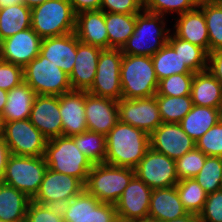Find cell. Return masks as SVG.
Segmentation results:
<instances>
[{"mask_svg": "<svg viewBox=\"0 0 222 222\" xmlns=\"http://www.w3.org/2000/svg\"><path fill=\"white\" fill-rule=\"evenodd\" d=\"M70 137L74 140L77 148L90 160L92 164L105 163V135L87 130Z\"/></svg>", "mask_w": 222, "mask_h": 222, "instance_id": "cell-36", "label": "cell"}, {"mask_svg": "<svg viewBox=\"0 0 222 222\" xmlns=\"http://www.w3.org/2000/svg\"><path fill=\"white\" fill-rule=\"evenodd\" d=\"M31 27V8L22 2L0 9V38L5 40Z\"/></svg>", "mask_w": 222, "mask_h": 222, "instance_id": "cell-30", "label": "cell"}, {"mask_svg": "<svg viewBox=\"0 0 222 222\" xmlns=\"http://www.w3.org/2000/svg\"><path fill=\"white\" fill-rule=\"evenodd\" d=\"M149 148L148 133L118 121L106 135L105 163L134 169Z\"/></svg>", "mask_w": 222, "mask_h": 222, "instance_id": "cell-1", "label": "cell"}, {"mask_svg": "<svg viewBox=\"0 0 222 222\" xmlns=\"http://www.w3.org/2000/svg\"><path fill=\"white\" fill-rule=\"evenodd\" d=\"M150 148L177 160L196 147L195 141L183 131L179 123H161L149 135Z\"/></svg>", "mask_w": 222, "mask_h": 222, "instance_id": "cell-16", "label": "cell"}, {"mask_svg": "<svg viewBox=\"0 0 222 222\" xmlns=\"http://www.w3.org/2000/svg\"><path fill=\"white\" fill-rule=\"evenodd\" d=\"M220 190H222V173H221V180H220Z\"/></svg>", "mask_w": 222, "mask_h": 222, "instance_id": "cell-57", "label": "cell"}, {"mask_svg": "<svg viewBox=\"0 0 222 222\" xmlns=\"http://www.w3.org/2000/svg\"><path fill=\"white\" fill-rule=\"evenodd\" d=\"M166 18L144 10L137 14L133 34L121 48L122 54L152 56L157 53L168 42L171 33Z\"/></svg>", "mask_w": 222, "mask_h": 222, "instance_id": "cell-2", "label": "cell"}, {"mask_svg": "<svg viewBox=\"0 0 222 222\" xmlns=\"http://www.w3.org/2000/svg\"><path fill=\"white\" fill-rule=\"evenodd\" d=\"M168 222H201L199 214L188 213L187 215Z\"/></svg>", "mask_w": 222, "mask_h": 222, "instance_id": "cell-50", "label": "cell"}, {"mask_svg": "<svg viewBox=\"0 0 222 222\" xmlns=\"http://www.w3.org/2000/svg\"><path fill=\"white\" fill-rule=\"evenodd\" d=\"M8 91L0 89V113L2 114L7 102Z\"/></svg>", "mask_w": 222, "mask_h": 222, "instance_id": "cell-51", "label": "cell"}, {"mask_svg": "<svg viewBox=\"0 0 222 222\" xmlns=\"http://www.w3.org/2000/svg\"><path fill=\"white\" fill-rule=\"evenodd\" d=\"M29 119L48 140L62 136L59 96L36 95Z\"/></svg>", "mask_w": 222, "mask_h": 222, "instance_id": "cell-19", "label": "cell"}, {"mask_svg": "<svg viewBox=\"0 0 222 222\" xmlns=\"http://www.w3.org/2000/svg\"><path fill=\"white\" fill-rule=\"evenodd\" d=\"M11 153L3 136H0V182L3 181L8 158Z\"/></svg>", "mask_w": 222, "mask_h": 222, "instance_id": "cell-49", "label": "cell"}, {"mask_svg": "<svg viewBox=\"0 0 222 222\" xmlns=\"http://www.w3.org/2000/svg\"><path fill=\"white\" fill-rule=\"evenodd\" d=\"M47 0H22V3L29 8H33L37 5L43 4Z\"/></svg>", "mask_w": 222, "mask_h": 222, "instance_id": "cell-52", "label": "cell"}, {"mask_svg": "<svg viewBox=\"0 0 222 222\" xmlns=\"http://www.w3.org/2000/svg\"><path fill=\"white\" fill-rule=\"evenodd\" d=\"M198 7L203 11L209 38V53L222 50V7L216 0H201Z\"/></svg>", "mask_w": 222, "mask_h": 222, "instance_id": "cell-34", "label": "cell"}, {"mask_svg": "<svg viewBox=\"0 0 222 222\" xmlns=\"http://www.w3.org/2000/svg\"><path fill=\"white\" fill-rule=\"evenodd\" d=\"M69 2L77 14L83 11L100 10L102 0H69Z\"/></svg>", "mask_w": 222, "mask_h": 222, "instance_id": "cell-48", "label": "cell"}, {"mask_svg": "<svg viewBox=\"0 0 222 222\" xmlns=\"http://www.w3.org/2000/svg\"><path fill=\"white\" fill-rule=\"evenodd\" d=\"M134 175L133 168L106 163L93 164L85 190L102 203L115 204Z\"/></svg>", "mask_w": 222, "mask_h": 222, "instance_id": "cell-6", "label": "cell"}, {"mask_svg": "<svg viewBox=\"0 0 222 222\" xmlns=\"http://www.w3.org/2000/svg\"><path fill=\"white\" fill-rule=\"evenodd\" d=\"M199 218L201 222H222V190L207 195Z\"/></svg>", "mask_w": 222, "mask_h": 222, "instance_id": "cell-45", "label": "cell"}, {"mask_svg": "<svg viewBox=\"0 0 222 222\" xmlns=\"http://www.w3.org/2000/svg\"><path fill=\"white\" fill-rule=\"evenodd\" d=\"M42 38L30 27L2 40L0 59L24 68L40 54Z\"/></svg>", "mask_w": 222, "mask_h": 222, "instance_id": "cell-17", "label": "cell"}, {"mask_svg": "<svg viewBox=\"0 0 222 222\" xmlns=\"http://www.w3.org/2000/svg\"><path fill=\"white\" fill-rule=\"evenodd\" d=\"M77 36L75 32L44 38L40 54L70 76L76 59Z\"/></svg>", "mask_w": 222, "mask_h": 222, "instance_id": "cell-22", "label": "cell"}, {"mask_svg": "<svg viewBox=\"0 0 222 222\" xmlns=\"http://www.w3.org/2000/svg\"><path fill=\"white\" fill-rule=\"evenodd\" d=\"M172 33L193 45L204 48L209 53V38L203 11L197 7L173 17Z\"/></svg>", "mask_w": 222, "mask_h": 222, "instance_id": "cell-23", "label": "cell"}, {"mask_svg": "<svg viewBox=\"0 0 222 222\" xmlns=\"http://www.w3.org/2000/svg\"><path fill=\"white\" fill-rule=\"evenodd\" d=\"M4 127H5V122L3 119V115L0 113V136L4 135Z\"/></svg>", "mask_w": 222, "mask_h": 222, "instance_id": "cell-54", "label": "cell"}, {"mask_svg": "<svg viewBox=\"0 0 222 222\" xmlns=\"http://www.w3.org/2000/svg\"><path fill=\"white\" fill-rule=\"evenodd\" d=\"M177 54H179L182 62L193 72H201L207 70L208 52L199 46L176 37L172 32L167 42Z\"/></svg>", "mask_w": 222, "mask_h": 222, "instance_id": "cell-32", "label": "cell"}, {"mask_svg": "<svg viewBox=\"0 0 222 222\" xmlns=\"http://www.w3.org/2000/svg\"><path fill=\"white\" fill-rule=\"evenodd\" d=\"M201 0H143V9L152 14L167 16L183 14L198 7ZM176 14V15H174Z\"/></svg>", "mask_w": 222, "mask_h": 222, "instance_id": "cell-38", "label": "cell"}, {"mask_svg": "<svg viewBox=\"0 0 222 222\" xmlns=\"http://www.w3.org/2000/svg\"><path fill=\"white\" fill-rule=\"evenodd\" d=\"M194 73L174 74L159 81L157 94L161 96L190 95Z\"/></svg>", "mask_w": 222, "mask_h": 222, "instance_id": "cell-40", "label": "cell"}, {"mask_svg": "<svg viewBox=\"0 0 222 222\" xmlns=\"http://www.w3.org/2000/svg\"><path fill=\"white\" fill-rule=\"evenodd\" d=\"M31 199L16 188L0 182V221L23 222Z\"/></svg>", "mask_w": 222, "mask_h": 222, "instance_id": "cell-28", "label": "cell"}, {"mask_svg": "<svg viewBox=\"0 0 222 222\" xmlns=\"http://www.w3.org/2000/svg\"><path fill=\"white\" fill-rule=\"evenodd\" d=\"M60 209L65 222H119L114 204L100 202L85 189Z\"/></svg>", "mask_w": 222, "mask_h": 222, "instance_id": "cell-11", "label": "cell"}, {"mask_svg": "<svg viewBox=\"0 0 222 222\" xmlns=\"http://www.w3.org/2000/svg\"><path fill=\"white\" fill-rule=\"evenodd\" d=\"M3 137L12 155L44 156L48 139L30 119L5 122Z\"/></svg>", "mask_w": 222, "mask_h": 222, "instance_id": "cell-10", "label": "cell"}, {"mask_svg": "<svg viewBox=\"0 0 222 222\" xmlns=\"http://www.w3.org/2000/svg\"><path fill=\"white\" fill-rule=\"evenodd\" d=\"M105 13L139 14L143 0H102L101 9Z\"/></svg>", "mask_w": 222, "mask_h": 222, "instance_id": "cell-46", "label": "cell"}, {"mask_svg": "<svg viewBox=\"0 0 222 222\" xmlns=\"http://www.w3.org/2000/svg\"><path fill=\"white\" fill-rule=\"evenodd\" d=\"M44 156L10 155L3 183L25 193L32 199L38 192L47 170Z\"/></svg>", "mask_w": 222, "mask_h": 222, "instance_id": "cell-8", "label": "cell"}, {"mask_svg": "<svg viewBox=\"0 0 222 222\" xmlns=\"http://www.w3.org/2000/svg\"><path fill=\"white\" fill-rule=\"evenodd\" d=\"M23 76L37 95L59 96L73 90L69 75L41 54L23 68Z\"/></svg>", "mask_w": 222, "mask_h": 222, "instance_id": "cell-7", "label": "cell"}, {"mask_svg": "<svg viewBox=\"0 0 222 222\" xmlns=\"http://www.w3.org/2000/svg\"><path fill=\"white\" fill-rule=\"evenodd\" d=\"M75 34L78 40L85 44L109 49L105 12L92 10L77 13Z\"/></svg>", "mask_w": 222, "mask_h": 222, "instance_id": "cell-24", "label": "cell"}, {"mask_svg": "<svg viewBox=\"0 0 222 222\" xmlns=\"http://www.w3.org/2000/svg\"><path fill=\"white\" fill-rule=\"evenodd\" d=\"M25 222H65L58 206L43 205L30 201Z\"/></svg>", "mask_w": 222, "mask_h": 222, "instance_id": "cell-42", "label": "cell"}, {"mask_svg": "<svg viewBox=\"0 0 222 222\" xmlns=\"http://www.w3.org/2000/svg\"><path fill=\"white\" fill-rule=\"evenodd\" d=\"M102 50L100 47L85 44L77 38L76 59L69 76L73 90L88 91L91 88Z\"/></svg>", "mask_w": 222, "mask_h": 222, "instance_id": "cell-21", "label": "cell"}, {"mask_svg": "<svg viewBox=\"0 0 222 222\" xmlns=\"http://www.w3.org/2000/svg\"><path fill=\"white\" fill-rule=\"evenodd\" d=\"M62 136H73L88 130L85 116V91L71 90L59 95Z\"/></svg>", "mask_w": 222, "mask_h": 222, "instance_id": "cell-20", "label": "cell"}, {"mask_svg": "<svg viewBox=\"0 0 222 222\" xmlns=\"http://www.w3.org/2000/svg\"><path fill=\"white\" fill-rule=\"evenodd\" d=\"M151 59L159 81L174 74L193 73L168 43L152 55Z\"/></svg>", "mask_w": 222, "mask_h": 222, "instance_id": "cell-33", "label": "cell"}, {"mask_svg": "<svg viewBox=\"0 0 222 222\" xmlns=\"http://www.w3.org/2000/svg\"><path fill=\"white\" fill-rule=\"evenodd\" d=\"M23 81L22 67L0 59V89L10 91Z\"/></svg>", "mask_w": 222, "mask_h": 222, "instance_id": "cell-44", "label": "cell"}, {"mask_svg": "<svg viewBox=\"0 0 222 222\" xmlns=\"http://www.w3.org/2000/svg\"><path fill=\"white\" fill-rule=\"evenodd\" d=\"M137 15L105 13L109 49H121L133 34Z\"/></svg>", "mask_w": 222, "mask_h": 222, "instance_id": "cell-31", "label": "cell"}, {"mask_svg": "<svg viewBox=\"0 0 222 222\" xmlns=\"http://www.w3.org/2000/svg\"><path fill=\"white\" fill-rule=\"evenodd\" d=\"M22 0H0V9L21 3Z\"/></svg>", "mask_w": 222, "mask_h": 222, "instance_id": "cell-53", "label": "cell"}, {"mask_svg": "<svg viewBox=\"0 0 222 222\" xmlns=\"http://www.w3.org/2000/svg\"><path fill=\"white\" fill-rule=\"evenodd\" d=\"M117 103L119 121L149 135L162 123L155 96L140 99L121 98Z\"/></svg>", "mask_w": 222, "mask_h": 222, "instance_id": "cell-15", "label": "cell"}, {"mask_svg": "<svg viewBox=\"0 0 222 222\" xmlns=\"http://www.w3.org/2000/svg\"><path fill=\"white\" fill-rule=\"evenodd\" d=\"M44 159L49 169L78 178L84 185L93 166L70 136L49 139Z\"/></svg>", "mask_w": 222, "mask_h": 222, "instance_id": "cell-4", "label": "cell"}, {"mask_svg": "<svg viewBox=\"0 0 222 222\" xmlns=\"http://www.w3.org/2000/svg\"><path fill=\"white\" fill-rule=\"evenodd\" d=\"M122 58L121 49H103L98 58L94 82L87 92L119 101L122 98L120 81Z\"/></svg>", "mask_w": 222, "mask_h": 222, "instance_id": "cell-9", "label": "cell"}, {"mask_svg": "<svg viewBox=\"0 0 222 222\" xmlns=\"http://www.w3.org/2000/svg\"><path fill=\"white\" fill-rule=\"evenodd\" d=\"M176 190L188 213L199 214L202 211L208 193L203 190L195 178L179 180Z\"/></svg>", "mask_w": 222, "mask_h": 222, "instance_id": "cell-37", "label": "cell"}, {"mask_svg": "<svg viewBox=\"0 0 222 222\" xmlns=\"http://www.w3.org/2000/svg\"><path fill=\"white\" fill-rule=\"evenodd\" d=\"M85 116L88 131L106 136L119 121L118 103L85 91Z\"/></svg>", "mask_w": 222, "mask_h": 222, "instance_id": "cell-18", "label": "cell"}, {"mask_svg": "<svg viewBox=\"0 0 222 222\" xmlns=\"http://www.w3.org/2000/svg\"><path fill=\"white\" fill-rule=\"evenodd\" d=\"M218 4L222 7V0H216Z\"/></svg>", "mask_w": 222, "mask_h": 222, "instance_id": "cell-58", "label": "cell"}, {"mask_svg": "<svg viewBox=\"0 0 222 222\" xmlns=\"http://www.w3.org/2000/svg\"><path fill=\"white\" fill-rule=\"evenodd\" d=\"M155 98L163 123H179L193 107L190 95L171 97L156 93Z\"/></svg>", "mask_w": 222, "mask_h": 222, "instance_id": "cell-35", "label": "cell"}, {"mask_svg": "<svg viewBox=\"0 0 222 222\" xmlns=\"http://www.w3.org/2000/svg\"><path fill=\"white\" fill-rule=\"evenodd\" d=\"M136 222H161V221L150 219V218H146L144 220H139V221H136Z\"/></svg>", "mask_w": 222, "mask_h": 222, "instance_id": "cell-55", "label": "cell"}, {"mask_svg": "<svg viewBox=\"0 0 222 222\" xmlns=\"http://www.w3.org/2000/svg\"><path fill=\"white\" fill-rule=\"evenodd\" d=\"M195 144L206 156L222 157V124L212 126Z\"/></svg>", "mask_w": 222, "mask_h": 222, "instance_id": "cell-43", "label": "cell"}, {"mask_svg": "<svg viewBox=\"0 0 222 222\" xmlns=\"http://www.w3.org/2000/svg\"><path fill=\"white\" fill-rule=\"evenodd\" d=\"M76 13L69 0H47L31 8V28L42 38L75 32Z\"/></svg>", "mask_w": 222, "mask_h": 222, "instance_id": "cell-5", "label": "cell"}, {"mask_svg": "<svg viewBox=\"0 0 222 222\" xmlns=\"http://www.w3.org/2000/svg\"><path fill=\"white\" fill-rule=\"evenodd\" d=\"M135 175L152 190L176 186V162L168 156L149 148L134 168Z\"/></svg>", "mask_w": 222, "mask_h": 222, "instance_id": "cell-13", "label": "cell"}, {"mask_svg": "<svg viewBox=\"0 0 222 222\" xmlns=\"http://www.w3.org/2000/svg\"><path fill=\"white\" fill-rule=\"evenodd\" d=\"M36 95L25 81L8 91L7 102L2 112L4 122L29 119Z\"/></svg>", "mask_w": 222, "mask_h": 222, "instance_id": "cell-27", "label": "cell"}, {"mask_svg": "<svg viewBox=\"0 0 222 222\" xmlns=\"http://www.w3.org/2000/svg\"><path fill=\"white\" fill-rule=\"evenodd\" d=\"M222 173V157L207 156L204 166L194 177L205 192L213 193L220 190Z\"/></svg>", "mask_w": 222, "mask_h": 222, "instance_id": "cell-39", "label": "cell"}, {"mask_svg": "<svg viewBox=\"0 0 222 222\" xmlns=\"http://www.w3.org/2000/svg\"><path fill=\"white\" fill-rule=\"evenodd\" d=\"M152 189L136 175L114 204L119 222H136L148 218Z\"/></svg>", "mask_w": 222, "mask_h": 222, "instance_id": "cell-14", "label": "cell"}, {"mask_svg": "<svg viewBox=\"0 0 222 222\" xmlns=\"http://www.w3.org/2000/svg\"><path fill=\"white\" fill-rule=\"evenodd\" d=\"M85 189V185L73 176L47 168L37 194L31 199L35 203L61 207Z\"/></svg>", "mask_w": 222, "mask_h": 222, "instance_id": "cell-12", "label": "cell"}, {"mask_svg": "<svg viewBox=\"0 0 222 222\" xmlns=\"http://www.w3.org/2000/svg\"><path fill=\"white\" fill-rule=\"evenodd\" d=\"M218 122V108L193 105L192 109L184 116L179 124L183 131L196 142Z\"/></svg>", "mask_w": 222, "mask_h": 222, "instance_id": "cell-29", "label": "cell"}, {"mask_svg": "<svg viewBox=\"0 0 222 222\" xmlns=\"http://www.w3.org/2000/svg\"><path fill=\"white\" fill-rule=\"evenodd\" d=\"M218 109H219V122L222 124V103Z\"/></svg>", "mask_w": 222, "mask_h": 222, "instance_id": "cell-56", "label": "cell"}, {"mask_svg": "<svg viewBox=\"0 0 222 222\" xmlns=\"http://www.w3.org/2000/svg\"><path fill=\"white\" fill-rule=\"evenodd\" d=\"M123 99L153 97L157 93V79L151 56L124 55L120 68Z\"/></svg>", "mask_w": 222, "mask_h": 222, "instance_id": "cell-3", "label": "cell"}, {"mask_svg": "<svg viewBox=\"0 0 222 222\" xmlns=\"http://www.w3.org/2000/svg\"><path fill=\"white\" fill-rule=\"evenodd\" d=\"M1 45H2V39L0 38V49H1Z\"/></svg>", "mask_w": 222, "mask_h": 222, "instance_id": "cell-59", "label": "cell"}, {"mask_svg": "<svg viewBox=\"0 0 222 222\" xmlns=\"http://www.w3.org/2000/svg\"><path fill=\"white\" fill-rule=\"evenodd\" d=\"M190 96L193 105L219 108L222 103V84L208 69L194 73Z\"/></svg>", "mask_w": 222, "mask_h": 222, "instance_id": "cell-26", "label": "cell"}, {"mask_svg": "<svg viewBox=\"0 0 222 222\" xmlns=\"http://www.w3.org/2000/svg\"><path fill=\"white\" fill-rule=\"evenodd\" d=\"M208 71L222 84V50L208 54Z\"/></svg>", "mask_w": 222, "mask_h": 222, "instance_id": "cell-47", "label": "cell"}, {"mask_svg": "<svg viewBox=\"0 0 222 222\" xmlns=\"http://www.w3.org/2000/svg\"><path fill=\"white\" fill-rule=\"evenodd\" d=\"M187 214L176 186L152 190L148 218L168 222Z\"/></svg>", "mask_w": 222, "mask_h": 222, "instance_id": "cell-25", "label": "cell"}, {"mask_svg": "<svg viewBox=\"0 0 222 222\" xmlns=\"http://www.w3.org/2000/svg\"><path fill=\"white\" fill-rule=\"evenodd\" d=\"M206 155L196 147L177 159L176 173L178 180L194 178L204 166Z\"/></svg>", "mask_w": 222, "mask_h": 222, "instance_id": "cell-41", "label": "cell"}]
</instances>
